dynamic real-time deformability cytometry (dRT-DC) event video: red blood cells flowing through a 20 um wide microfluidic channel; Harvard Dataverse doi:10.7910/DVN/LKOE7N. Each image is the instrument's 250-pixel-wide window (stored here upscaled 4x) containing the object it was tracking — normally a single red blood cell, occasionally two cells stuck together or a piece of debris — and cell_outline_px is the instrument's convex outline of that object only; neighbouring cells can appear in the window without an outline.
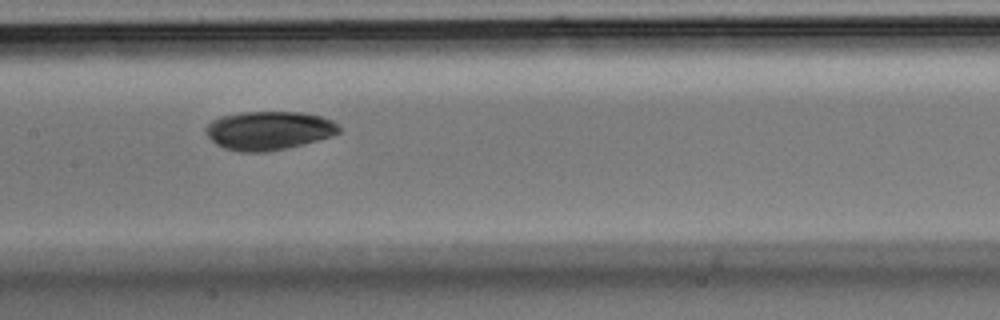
{"species": "Egyptian fruit bat (a non-hibernating species)", "species_latin": "Rousettus aegyptiacus", "temperature_condition": "room temperature", "stored_images_in_passage": 45, "camera_frame_rate_fps": 3000, "um_per_image_px": 0.085, "animal": {"sex": "male"}, "frame": {"image": 1, "passage_image": 21, "time_ms": 6.667, "image_size_px": [1000, 320], "cell_outline_px": [[340, 132], [332, 136], [284, 148], [264, 152], [240, 152], [224, 148], [216, 144], [204, 132], [204, 128], [212, 120], [220, 116], [240, 112], [300, 112], [320, 116], [332, 120], [340, 128]], "centroid_in_image_um": [22.8, 11.08], "position_along_channel_um": 184.6, "area_um2": 29.88}}
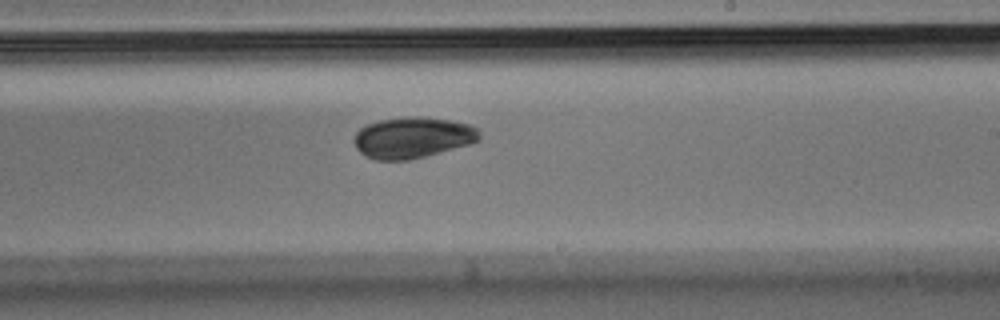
{"frame": {"image": 2, "passage_image": 26, "time_ms": 8.333, "image_size_px": [1000, 320], "cell_outline_px": [[480, 140], [472, 144], [408, 160], [376, 160], [364, 156], [356, 148], [352, 140], [356, 132], [360, 128], [368, 124], [380, 120], [408, 116], [420, 116], [448, 120], [468, 124], [480, 128]], "centroid_in_image_um": [35.07, 11.69], "position_along_channel_um": 253.9, "area_um2": 30.23}}
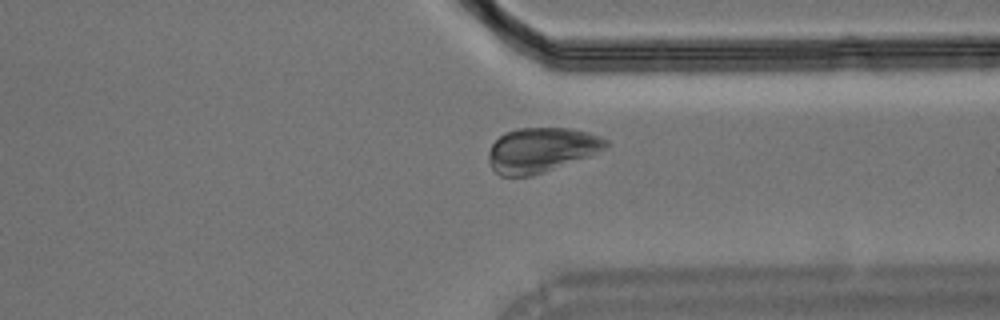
{"frame": {"image": 3, "passage_image": 34, "time_ms": 11.0, "image_size_px": [1000, 320], "cell_outline_px": [[608, 148], [588, 156], [544, 172], [532, 176], [500, 176], [492, 168], [488, 160], [488, 152], [492, 144], [504, 132], [516, 128], [568, 128], [588, 132], [600, 136], [608, 140]], "centroid_in_image_um": [46.0, 12.74], "position_along_channel_um": 365.4, "area_um2": 30.58}}